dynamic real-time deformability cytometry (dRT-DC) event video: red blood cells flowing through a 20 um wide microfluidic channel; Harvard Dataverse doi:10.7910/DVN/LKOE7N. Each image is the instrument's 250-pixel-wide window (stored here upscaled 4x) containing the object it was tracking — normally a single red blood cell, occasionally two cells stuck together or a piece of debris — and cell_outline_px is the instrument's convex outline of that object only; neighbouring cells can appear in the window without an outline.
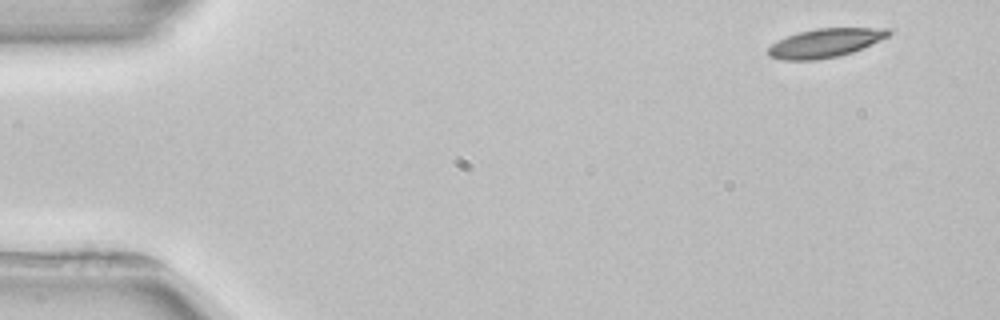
{"species": "common noctule bat (a hibernating species)", "species_latin": "Nyctalus noctula", "temperature_condition": "room temperature", "stored_images_in_passage": 4, "camera_frame_rate_fps": 3000, "um_per_image_px": 0.085, "animal": {"sex": "female", "body_mass_g": 22.7, "forearm_length_mm": 54.2}, "frame": {"image": 1, "passage_image": 1, "time_ms": 0.0, "image_size_px": [1000, 320], "cell_outline_px": [[892, 32], [888, 36], [880, 40], [852, 52], [836, 56], [816, 60], [784, 60], [768, 56], [768, 48], [776, 40], [800, 32], [816, 28], [888, 28]], "centroid_in_image_um": [70.12, 3.65], "position_along_channel_um": 14.9, "area_um2": 20.0}}
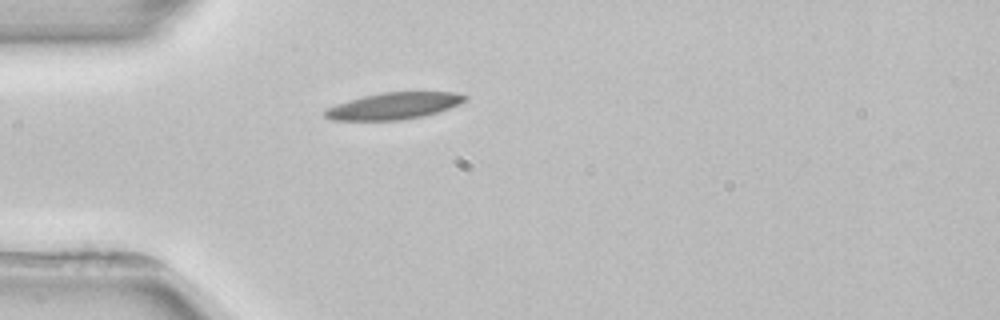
{"frame": {"image": 2, "passage_image": 4, "time_ms": 3.667, "image_size_px": [1000, 320], "cell_outline_px": [[468, 100], [460, 104], [424, 116], [400, 120], [332, 120], [324, 116], [324, 112], [328, 108], [336, 104], [348, 100], [364, 96], [384, 92], [452, 92], [468, 96]], "centroid_in_image_um": [33.49, 9.0], "position_along_channel_um": 51.5, "area_um2": 21.62}}